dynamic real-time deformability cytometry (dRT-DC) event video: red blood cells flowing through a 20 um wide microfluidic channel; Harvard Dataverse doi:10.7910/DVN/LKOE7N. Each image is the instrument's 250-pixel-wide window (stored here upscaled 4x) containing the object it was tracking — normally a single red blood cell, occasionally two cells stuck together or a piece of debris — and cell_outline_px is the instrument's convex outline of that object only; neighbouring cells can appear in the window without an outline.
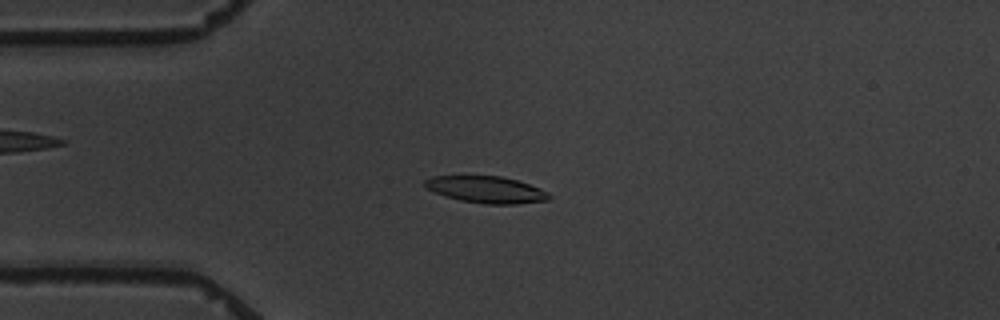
{"species": "common noctule bat (a hibernating species)", "species_latin": "Nyctalus noctula", "temperature_condition": "warm", "stored_images_in_passage": 6, "camera_frame_rate_fps": 3000, "um_per_image_px": 0.085, "animal": {"sex": "male", "body_mass_g": 19.5, "forearm_length_mm": 54.6}, "frame": {"image": 1, "passage_image": 3, "time_ms": 2.0, "image_size_px": [1000, 320], "cell_outline_px": [[552, 196], [548, 200], [516, 204], [484, 204], [460, 200], [444, 196], [428, 188], [424, 184], [424, 180], [432, 176], [500, 176], [516, 180], [540, 188], [548, 192]], "centroid_in_image_um": [41.35, 16.12], "position_along_channel_um": 43.7, "area_um2": 19.25}}
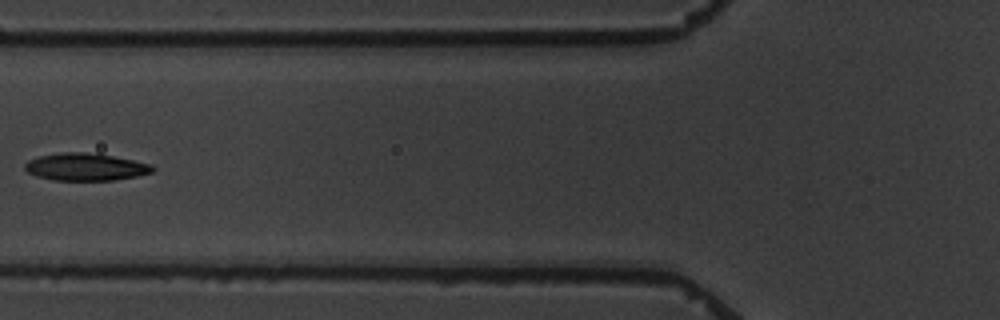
{"frame": {"image": 2, "passage_image": 5, "time_ms": 4.667, "image_size_px": [1000, 320], "cell_outline_px": [[156, 168], [152, 172], [136, 176], [116, 180], [52, 180], [36, 176], [28, 172], [24, 168], [24, 164], [28, 160], [40, 156], [60, 152], [84, 152], [112, 156], [152, 164]], "centroid_in_image_um": [7.26, 14.19], "position_along_channel_um": 118.5, "area_um2": 20.35}}
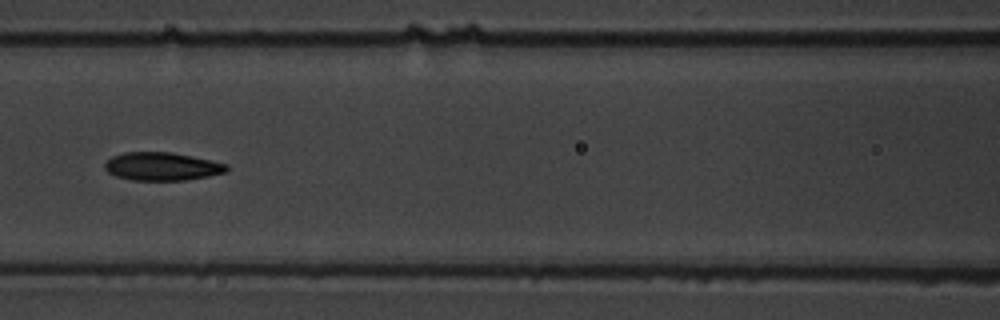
{"frame": {"image": 3, "passage_image": 6, "time_ms": 5.667, "image_size_px": [1000, 320], "cell_outline_px": [[228, 168], [224, 172], [208, 176], [184, 180], [132, 180], [116, 176], [108, 172], [104, 168], [104, 164], [112, 156], [124, 152], [168, 152], [192, 156], [228, 164]], "centroid_in_image_um": [13.74, 14.14], "position_along_channel_um": 152.9, "area_um2": 19.83}}